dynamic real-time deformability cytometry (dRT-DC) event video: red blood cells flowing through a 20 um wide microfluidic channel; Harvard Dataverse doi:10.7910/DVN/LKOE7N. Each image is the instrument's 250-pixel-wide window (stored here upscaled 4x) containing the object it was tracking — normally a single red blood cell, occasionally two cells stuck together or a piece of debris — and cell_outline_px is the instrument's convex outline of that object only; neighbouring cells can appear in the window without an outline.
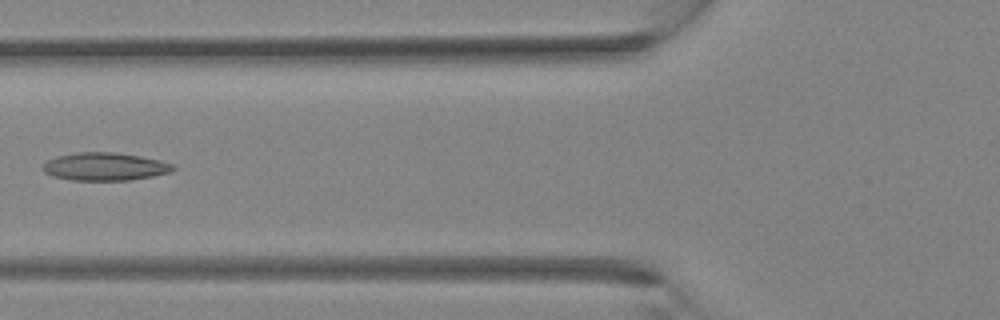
{"species": "Egyptian fruit bat (a non-hibernating species)", "species_latin": "Rousettus aegyptiacus", "temperature_condition": "room temperature", "stored_images_in_passage": 27, "camera_frame_rate_fps": 3000, "um_per_image_px": 0.085, "animal": {"sex": "female"}, "frame": {"image": 1, "passage_image": 6, "time_ms": 1.667, "image_size_px": [1000, 320], "cell_outline_px": [[176, 168], [172, 172], [152, 176], [128, 180], [72, 180], [52, 176], [44, 172], [40, 168], [48, 160], [56, 156], [76, 152], [116, 152], [140, 156], [160, 160], [172, 164]], "centroid_in_image_um": [8.9, 14.15], "position_along_channel_um": 116.9, "area_um2": 21.27}}
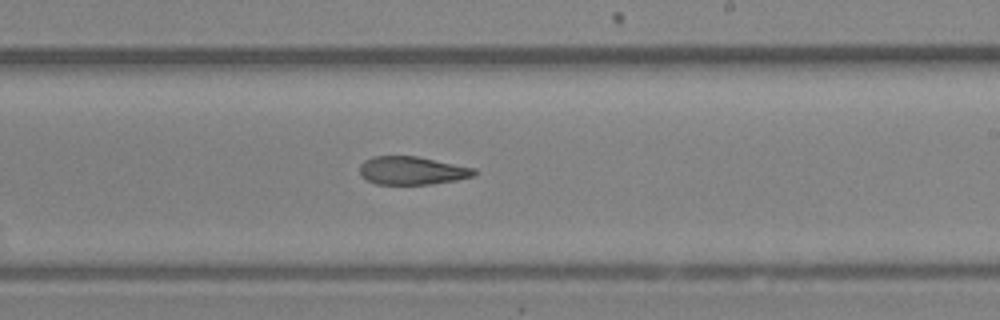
{"frame": {"image": 2, "passage_image": 13, "time_ms": 4.0, "image_size_px": [1000, 320], "cell_outline_px": [[480, 172], [476, 176], [456, 180], [432, 184], [376, 184], [360, 176], [360, 164], [364, 160], [372, 156], [416, 156], [476, 168]], "centroid_in_image_um": [35.06, 14.5], "position_along_channel_um": 253.9, "area_um2": 19.02}}
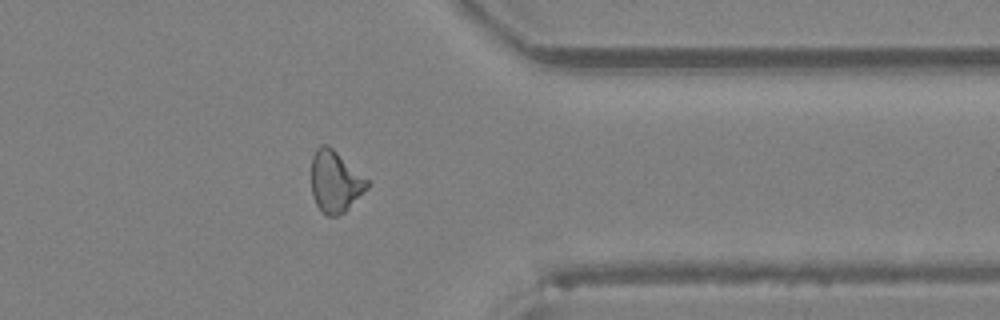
{"frame": {"image": 3, "passage_image": 20, "time_ms": 6.333, "image_size_px": [1000, 320], "cell_outline_px": [[368, 188], [344, 212], [336, 216], [328, 216], [320, 212], [312, 196], [312, 156], [316, 148], [320, 144], [328, 144], [368, 180]], "centroid_in_image_um": [28.46, 15.44], "position_along_channel_um": 382.9, "area_um2": 19.94}}